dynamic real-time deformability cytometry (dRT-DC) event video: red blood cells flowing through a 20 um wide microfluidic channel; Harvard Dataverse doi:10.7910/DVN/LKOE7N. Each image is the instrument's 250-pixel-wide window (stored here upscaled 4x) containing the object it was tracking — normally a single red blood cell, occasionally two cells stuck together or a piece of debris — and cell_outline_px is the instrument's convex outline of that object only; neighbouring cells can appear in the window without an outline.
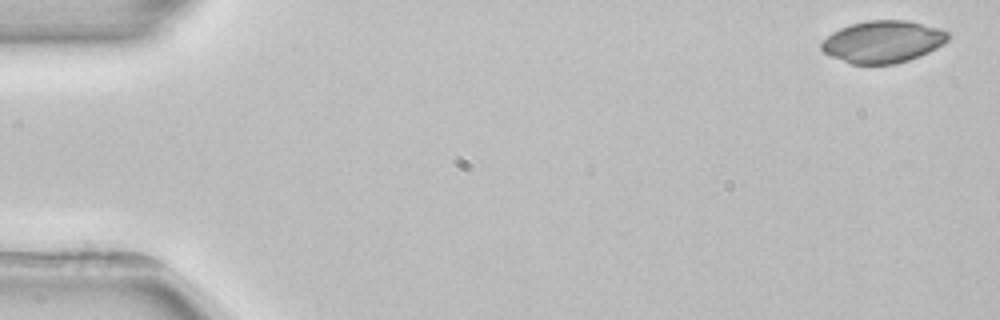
{"species": "common noctule bat (a hibernating species)", "species_latin": "Nyctalus noctula", "temperature_condition": "room temperature", "stored_images_in_passage": 4, "camera_frame_rate_fps": 3000, "um_per_image_px": 0.085, "animal": {"sex": "female", "body_mass_g": 22.7, "forearm_length_mm": 54.2}, "frame": {"image": 1, "passage_image": 1, "time_ms": 0.0, "image_size_px": [1000, 320], "cell_outline_px": [[952, 32], [948, 40], [944, 44], [920, 56], [896, 64], [848, 64], [824, 52], [820, 48], [820, 44], [832, 32], [840, 28], [852, 24], [868, 20], [908, 20], [940, 28]], "centroid_in_image_um": [75.09, 3.54], "position_along_channel_um": 9.9, "area_um2": 31.27}}